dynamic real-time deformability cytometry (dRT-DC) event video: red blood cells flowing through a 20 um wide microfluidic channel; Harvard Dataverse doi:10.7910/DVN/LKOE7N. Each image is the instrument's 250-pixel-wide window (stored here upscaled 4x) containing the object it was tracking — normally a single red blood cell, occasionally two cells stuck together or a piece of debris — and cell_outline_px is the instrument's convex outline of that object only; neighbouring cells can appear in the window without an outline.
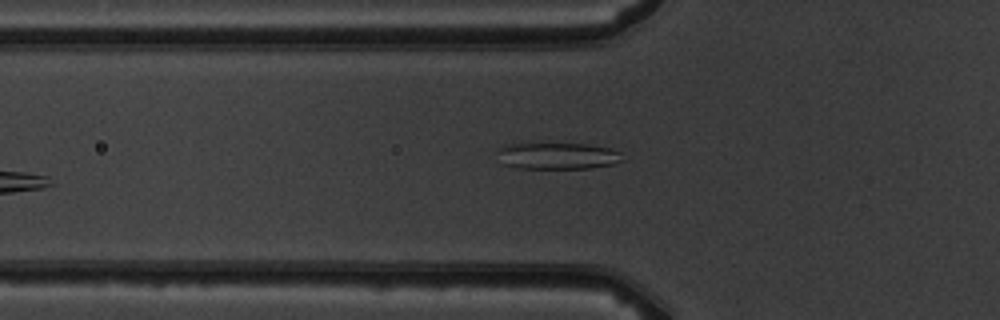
{"species": "common noctule bat (a hibernating species)", "species_latin": "Nyctalus noctula", "temperature_condition": "warm", "stored_images_in_passage": 7, "camera_frame_rate_fps": 3000, "um_per_image_px": 0.085, "animal": {"sex": "male", "body_mass_g": 19.5, "forearm_length_mm": 54.6}, "frame": {"image": 1, "passage_image": 6, "time_ms": 5.667, "image_size_px": [1000, 320], "cell_outline_px": [[624, 160], [612, 164], [592, 168], [516, 168], [504, 164], [496, 152], [496, 148], [508, 144], [588, 144], [608, 148], [620, 152]], "centroid_in_image_um": [47.38, 13.25], "position_along_channel_um": 78.4, "area_um2": 19.31}}
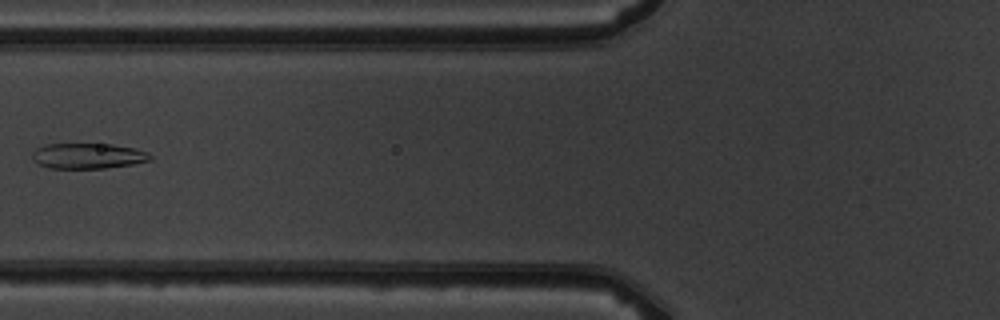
{"frame": {"image": 2, "passage_image": 7, "time_ms": 6.667, "image_size_px": [1000, 320], "cell_outline_px": [[152, 160], [132, 164], [104, 168], [52, 168], [40, 164], [32, 160], [32, 152], [36, 148], [44, 144], [112, 144], [136, 148], [148, 152], [152, 156]], "centroid_in_image_um": [7.49, 13.24], "position_along_channel_um": 118.3, "area_um2": 17.57}}